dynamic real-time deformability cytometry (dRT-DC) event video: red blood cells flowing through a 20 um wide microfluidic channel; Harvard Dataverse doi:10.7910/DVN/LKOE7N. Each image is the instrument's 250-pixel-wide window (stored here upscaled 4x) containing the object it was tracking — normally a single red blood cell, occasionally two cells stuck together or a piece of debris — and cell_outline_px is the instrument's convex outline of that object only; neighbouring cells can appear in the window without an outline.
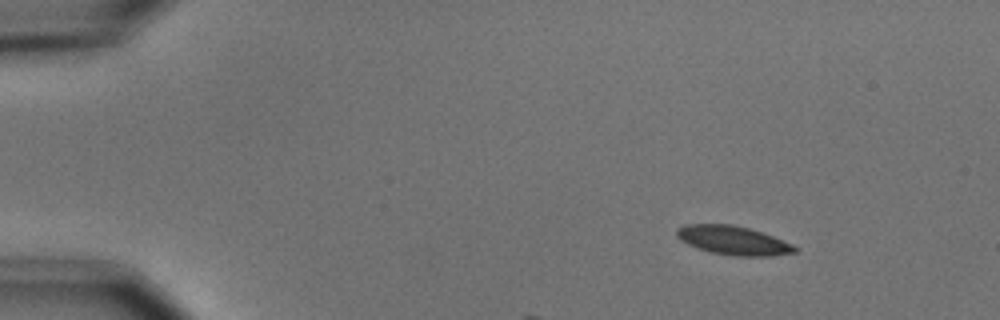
{"species": "common noctule bat (a hibernating species)", "species_latin": "Nyctalus noctula", "temperature_condition": "cold", "stored_images_in_passage": 4, "camera_frame_rate_fps": 3000, "um_per_image_px": 0.085, "animal": {"sex": "male", "body_mass_g": 15.6}, "frame": {"image": 1, "passage_image": 1, "time_ms": 0.0, "image_size_px": [1000, 320], "cell_outline_px": [[796, 252], [772, 256], [732, 256], [712, 252], [688, 244], [680, 240], [676, 236], [676, 228], [684, 224], [732, 224], [748, 228], [772, 236], [792, 244], [796, 248]], "centroid_in_image_um": [62.28, 20.43], "position_along_channel_um": 22.7, "area_um2": 19.71}}
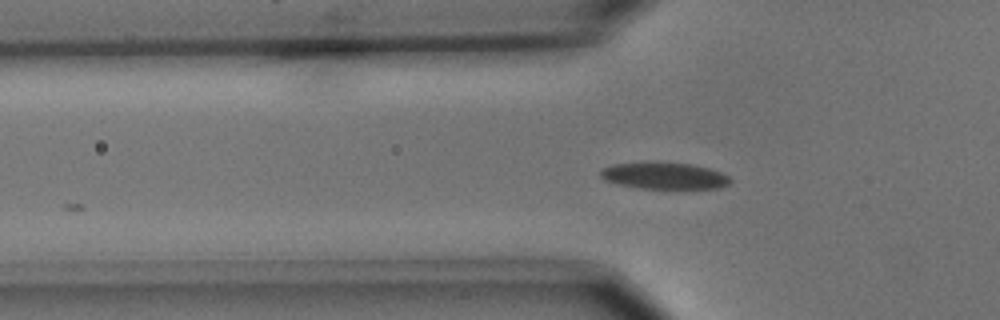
{"frame": {"image": 2, "passage_image": 4, "time_ms": 3.667, "image_size_px": [1000, 320], "cell_outline_px": [[732, 180], [728, 184], [720, 188], [640, 188], [616, 184], [604, 180], [600, 176], [600, 172], [604, 168], [612, 164], [692, 164], [708, 168], [720, 172], [728, 176]], "centroid_in_image_um": [56.48, 14.97], "position_along_channel_um": 69.3, "area_um2": 19.42}}